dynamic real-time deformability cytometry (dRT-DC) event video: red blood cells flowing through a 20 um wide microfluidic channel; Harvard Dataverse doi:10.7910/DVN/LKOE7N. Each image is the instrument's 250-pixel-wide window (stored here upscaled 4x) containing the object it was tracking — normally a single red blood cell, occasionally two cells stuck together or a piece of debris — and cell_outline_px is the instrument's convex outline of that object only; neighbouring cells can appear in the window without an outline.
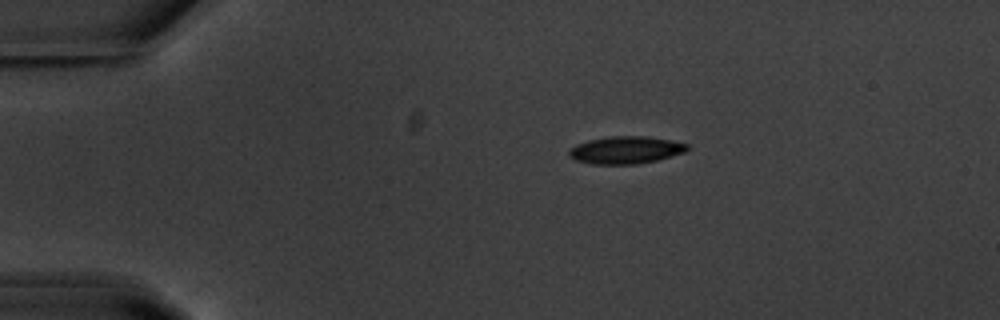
{"species": "common noctule bat (a hibernating species)", "species_latin": "Nyctalus noctula", "temperature_condition": "warm", "stored_images_in_passage": 45, "camera_frame_rate_fps": 3000, "um_per_image_px": 0.085, "animal": {"sex": "male", "body_mass_g": 20.1, "forearm_length_mm": 53.5}, "frame": {"image": 1, "passage_image": 1, "time_ms": 0.0, "image_size_px": [1000, 320], "cell_outline_px": [[688, 148], [684, 152], [656, 160], [636, 164], [592, 164], [576, 160], [568, 156], [568, 148], [576, 144], [588, 140], [612, 136], [644, 136], [668, 140], [688, 144]], "centroid_in_image_um": [53.11, 12.75], "position_along_channel_um": 31.9, "area_um2": 18.73}}
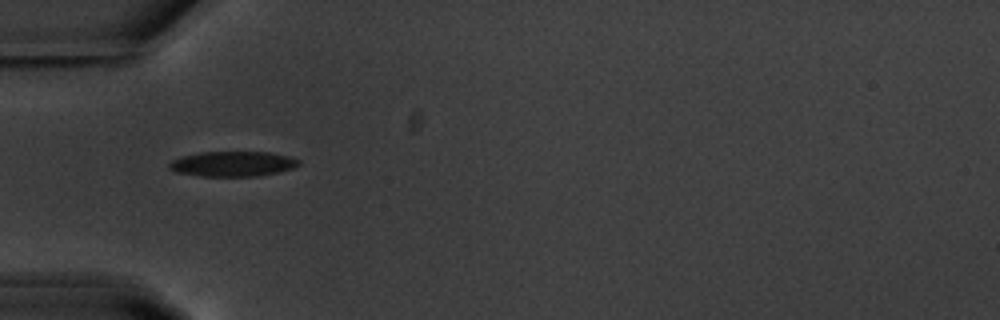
{"frame": {"image": 2, "passage_image": 8, "time_ms": 2.333, "image_size_px": [1000, 320], "cell_outline_px": [[300, 164], [292, 168], [280, 172], [260, 176], [204, 176], [176, 172], [168, 168], [168, 164], [172, 160], [180, 156], [200, 152], [268, 152], [288, 156], [300, 160]], "centroid_in_image_um": [19.77, 13.93], "position_along_channel_um": 65.2, "area_um2": 19.02}}
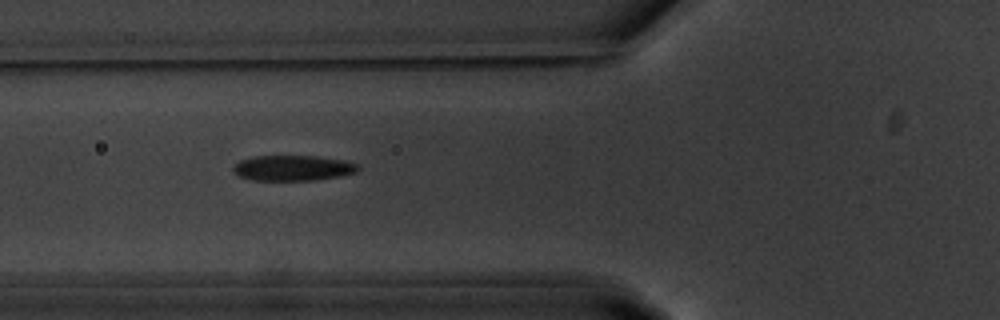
{"frame": {"image": 3, "passage_image": 11, "time_ms": 3.333, "image_size_px": [1000, 320], "cell_outline_px": [[360, 168], [356, 172], [340, 176], [316, 180], [252, 180], [240, 176], [232, 168], [240, 160], [256, 156], [312, 156], [344, 160], [356, 164]], "centroid_in_image_um": [24.91, 14.28], "position_along_channel_um": 100.9, "area_um2": 18.26}, "authors_computed_cell_mechanics": {"area_um2": 19.1318, "velocity_mm_per_s": 3.6905, "shape_relaxation_time_tau1_ms": 3.1506, "shape_relaxation_time_tau2_ms": 1.9377, "deformation_change_tau1": 0.1571, "deformation_change_tau2": 0.081}}